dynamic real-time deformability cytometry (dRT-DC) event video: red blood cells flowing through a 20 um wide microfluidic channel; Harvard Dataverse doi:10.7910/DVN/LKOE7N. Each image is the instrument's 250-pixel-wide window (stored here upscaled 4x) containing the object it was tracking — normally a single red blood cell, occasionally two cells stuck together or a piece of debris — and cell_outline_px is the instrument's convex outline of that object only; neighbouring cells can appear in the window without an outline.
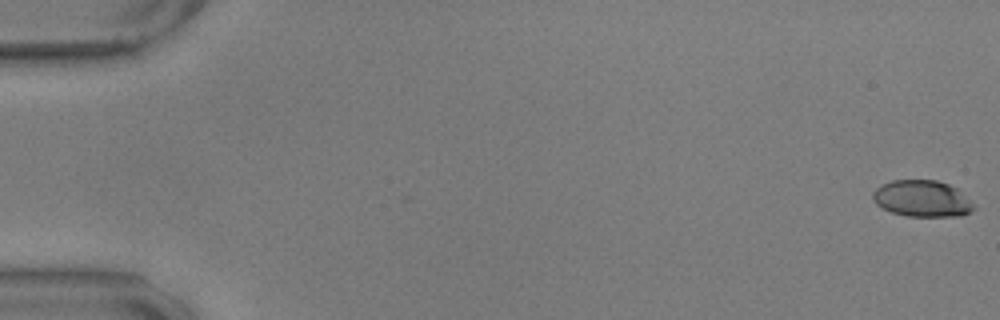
{"species": "common noctule bat (a hibernating species)", "species_latin": "Nyctalus noctula", "temperature_condition": "warm", "stored_images_in_passage": 58, "camera_frame_rate_fps": 3000, "um_per_image_px": 0.085, "animal": {"sex": "male", "body_mass_g": 17.9, "forearm_length_mm": 54.2}, "frame": {"image": 1, "passage_image": 1, "time_ms": 0.0, "image_size_px": [1000, 320], "cell_outline_px": [[976, 208], [960, 216], [908, 216], [892, 212], [876, 204], [872, 200], [872, 192], [876, 188], [892, 180], [936, 180], [948, 184], [956, 188]], "centroid_in_image_um": [78.34, 16.88], "position_along_channel_um": 6.7, "area_um2": 21.15}}
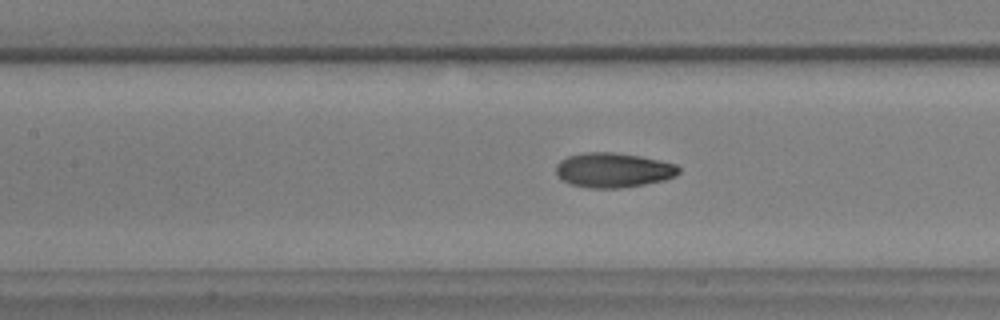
{"frame": {"image": 2, "passage_image": 27, "time_ms": 8.667, "image_size_px": [1000, 320], "cell_outline_px": [[680, 172], [676, 176], [664, 180], [644, 184], [620, 188], [588, 188], [572, 184], [564, 180], [556, 172], [556, 164], [560, 160], [568, 156], [584, 152], [616, 152], [640, 156], [676, 164], [680, 168]], "centroid_in_image_um": [52.14, 14.45], "position_along_channel_um": 155.3, "area_um2": 24.8}}
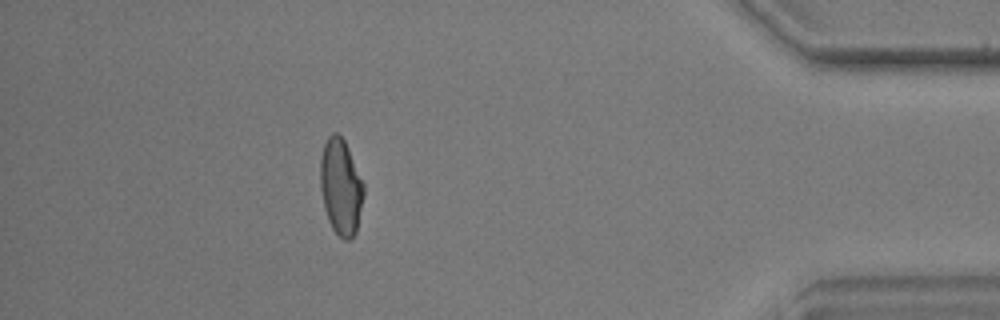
{"frame": {"image": 3, "passage_image": 52, "time_ms": 17.0, "image_size_px": [1000, 320], "cell_outline_px": [[364, 196], [356, 232], [348, 240], [344, 240], [332, 228], [328, 220], [324, 208], [320, 188], [320, 156], [324, 144], [328, 136], [332, 132], [336, 132], [344, 140], [348, 148], [364, 184]], "centroid_in_image_um": [28.96, 15.87], "position_along_channel_um": 406.2, "area_um2": 24.33}, "authors_computed_cell_mechanics": {"area_um2": 24.0448, "velocity_mm_per_s": 3.5444, "shape_relaxation_time_tau1_ms": 5.749, "shape_relaxation_time_tau2_ms": 1.602, "deformation_change_tau1": 0.1866, "deformation_change_tau2": 0.0646}}